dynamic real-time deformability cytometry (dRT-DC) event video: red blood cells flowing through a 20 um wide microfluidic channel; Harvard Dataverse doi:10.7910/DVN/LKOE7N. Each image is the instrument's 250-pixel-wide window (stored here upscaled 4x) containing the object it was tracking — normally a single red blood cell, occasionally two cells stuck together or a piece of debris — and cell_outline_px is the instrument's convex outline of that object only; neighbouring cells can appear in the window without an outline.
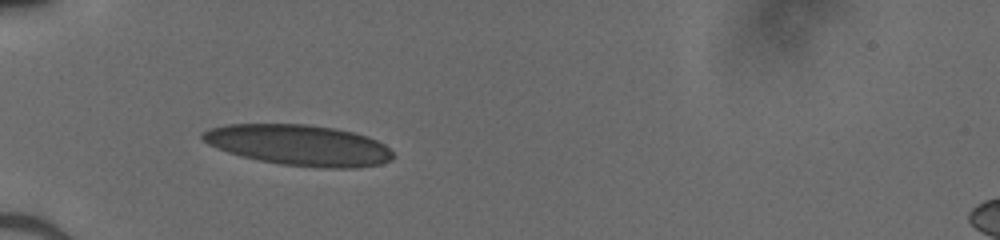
{"species": "human", "species_latin": "Homo sapiens", "temperature_condition": "cold", "stored_images_in_passage": 34, "camera_frame_rate_fps": 3000, "um_per_image_px": 0.085, "donor": {"sex": "male"}, "frame": {"image": 1, "passage_image": 1, "time_ms": 0.0, "image_size_px": [1000, 240], "cell_outline_px": [[392, 160], [380, 164], [356, 168], [324, 168], [280, 164], [260, 160], [228, 152], [216, 148], [208, 144], [200, 136], [208, 128], [228, 124], [308, 124], [336, 128], [368, 136], [384, 144], [392, 152]], "centroid_in_image_um": [25.42, 12.33], "position_along_channel_um": 59.6, "area_um2": 45.2}}
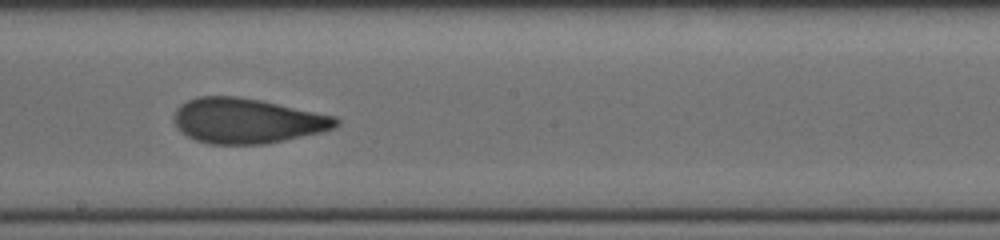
{"frame": {"image": 2, "passage_image": 14, "time_ms": 4.333, "image_size_px": [1000, 240], "cell_outline_px": [[340, 124], [336, 128], [320, 132], [284, 140], [264, 144], [208, 144], [196, 140], [180, 132], [172, 120], [172, 116], [176, 108], [180, 104], [196, 96], [236, 96], [260, 100], [336, 116], [340, 120]], "centroid_in_image_um": [20.97, 10.26], "position_along_channel_um": 227.2, "area_um2": 42.83}}
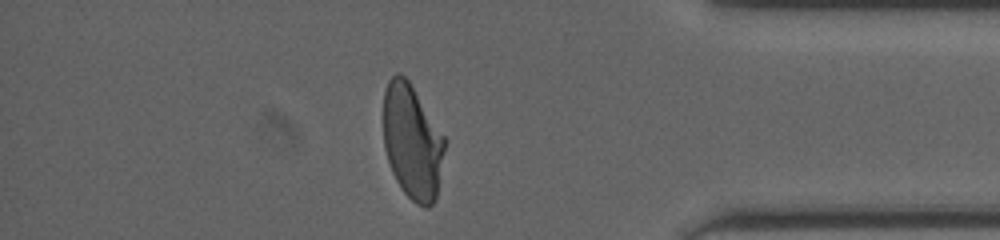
{"frame": {"image": 3, "passage_image": 28, "time_ms": 9.0, "image_size_px": [1000, 240], "cell_outline_px": [[444, 152], [436, 200], [428, 208], [424, 208], [416, 204], [404, 192], [396, 180], [392, 172], [384, 148], [384, 88], [388, 80], [396, 72], [400, 72], [408, 80], [444, 136]], "centroid_in_image_um": [35.02, 12.06], "position_along_channel_um": 400.2, "area_um2": 40.75}}